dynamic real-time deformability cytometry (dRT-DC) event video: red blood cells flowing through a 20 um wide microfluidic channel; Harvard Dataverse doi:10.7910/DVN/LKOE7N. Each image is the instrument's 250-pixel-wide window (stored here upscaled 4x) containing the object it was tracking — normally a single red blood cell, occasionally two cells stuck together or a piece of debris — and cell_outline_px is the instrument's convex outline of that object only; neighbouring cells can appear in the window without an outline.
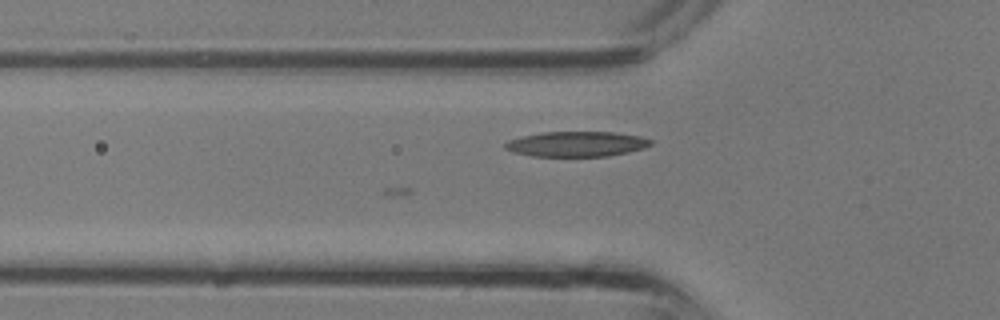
{"species": "common noctule bat (a hibernating species)", "species_latin": "Nyctalus noctula", "temperature_condition": "room temperature", "stored_images_in_passage": 35, "camera_frame_rate_fps": 3000, "um_per_image_px": 0.085, "animal": {"sex": "male", "body_mass_g": 13.3}, "frame": {"image": 1, "passage_image": 11, "time_ms": 3.333, "image_size_px": [1000, 320], "cell_outline_px": [[652, 144], [644, 148], [628, 152], [608, 156], [532, 156], [512, 152], [504, 148], [504, 144], [508, 140], [520, 136], [544, 132], [616, 132], [640, 136], [652, 140]], "centroid_in_image_um": [48.99, 12.24], "position_along_channel_um": 76.8, "area_um2": 21.44}}
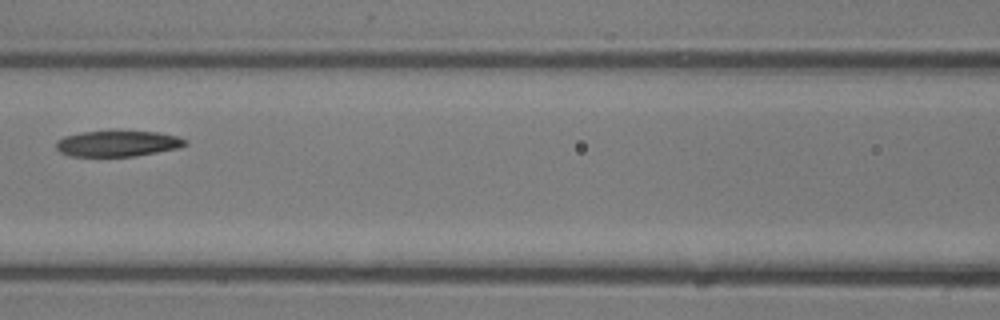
{"frame": {"image": 2, "passage_image": 15, "time_ms": 4.667, "image_size_px": [1000, 320], "cell_outline_px": [[188, 144], [180, 148], [136, 156], [68, 156], [60, 152], [56, 148], [56, 140], [64, 136], [80, 132], [160, 132], [176, 136], [188, 140]], "centroid_in_image_um": [10.01, 12.21], "position_along_channel_um": 156.6, "area_um2": 19.42}}
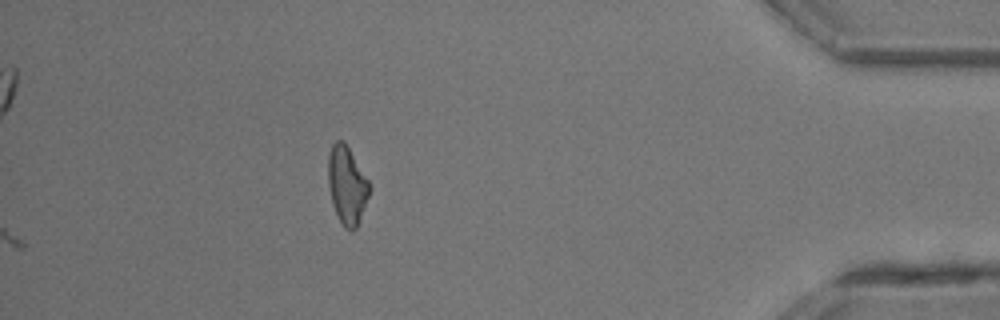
{"frame": {"image": 3, "passage_image": 35, "time_ms": 11.333, "image_size_px": [1000, 320], "cell_outline_px": [[372, 188], [356, 228], [352, 232], [344, 228], [332, 204], [328, 184], [328, 156], [332, 144], [336, 140], [344, 140], [372, 184]], "centroid_in_image_um": [29.51, 15.72], "position_along_channel_um": 405.7, "area_um2": 19.02}}